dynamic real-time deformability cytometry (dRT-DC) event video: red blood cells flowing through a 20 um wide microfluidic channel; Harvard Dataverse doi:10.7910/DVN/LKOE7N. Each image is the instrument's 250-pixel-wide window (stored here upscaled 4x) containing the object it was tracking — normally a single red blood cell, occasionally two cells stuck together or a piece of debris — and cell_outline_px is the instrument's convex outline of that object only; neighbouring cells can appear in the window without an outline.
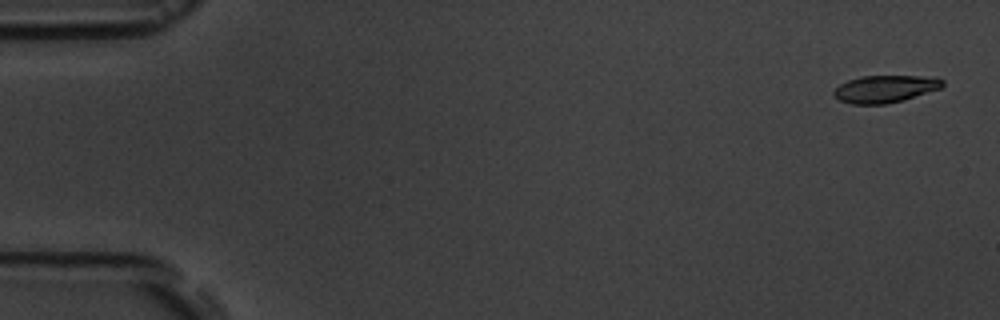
{"species": "common noctule bat (a hibernating species)", "species_latin": "Nyctalus noctula", "temperature_condition": "room temperature", "stored_images_in_passage": 5, "segment_of_instrument_passage": [1, 2], "camera_frame_rate_fps": 3000, "um_per_image_px": 0.085, "animal": {"sex": "male", "body_mass_g": 19.5, "forearm_length_mm": 54.6}, "frame": {"image": 1, "passage_image": 1, "time_ms": 0.0, "image_size_px": [1000, 320], "cell_outline_px": [[944, 84], [940, 88], [904, 100], [884, 104], [852, 104], [840, 100], [832, 92], [840, 84], [848, 80], [860, 76], [936, 76], [944, 80]], "centroid_in_image_um": [75.26, 7.54], "position_along_channel_um": 9.7, "area_um2": 17.28}}
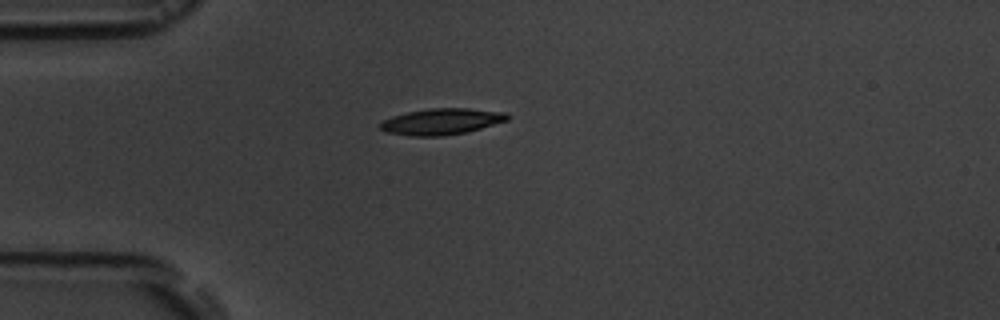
{"frame": {"image": 2, "passage_image": 4, "time_ms": 4.333, "image_size_px": [1000, 320], "cell_outline_px": [[508, 120], [480, 128], [464, 132], [444, 136], [412, 136], [388, 132], [380, 128], [380, 124], [384, 120], [392, 116], [408, 112], [428, 108], [468, 108], [504, 112], [508, 116]], "centroid_in_image_um": [37.52, 10.32], "position_along_channel_um": 47.5, "area_um2": 19.13}}